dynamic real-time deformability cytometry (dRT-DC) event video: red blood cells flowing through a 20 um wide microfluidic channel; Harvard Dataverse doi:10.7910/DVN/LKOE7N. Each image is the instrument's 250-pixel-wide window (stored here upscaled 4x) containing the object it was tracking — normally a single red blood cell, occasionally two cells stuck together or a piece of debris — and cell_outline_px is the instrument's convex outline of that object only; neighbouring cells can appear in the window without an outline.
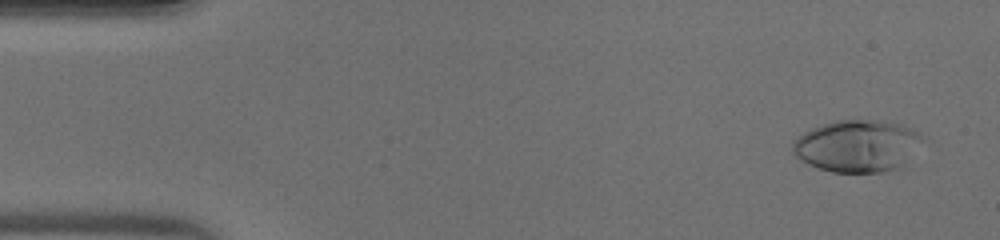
{"species": "human", "species_latin": "Homo sapiens", "temperature_condition": "warm", "stored_images_in_passage": 46, "camera_frame_rate_fps": 3000, "um_per_image_px": 0.085, "donor": {"sex": "male"}, "frame": {"image": 1, "passage_image": 3, "time_ms": 0.667, "image_size_px": [1000, 240], "cell_outline_px": [[928, 136], [900, 168], [884, 172], [832, 172], [808, 164], [800, 160], [792, 152], [792, 144], [804, 132], [812, 128], [836, 120], [884, 120], [904, 124]], "centroid_in_image_um": [72.94, 12.39], "position_along_channel_um": 12.1, "area_um2": 39.77}}
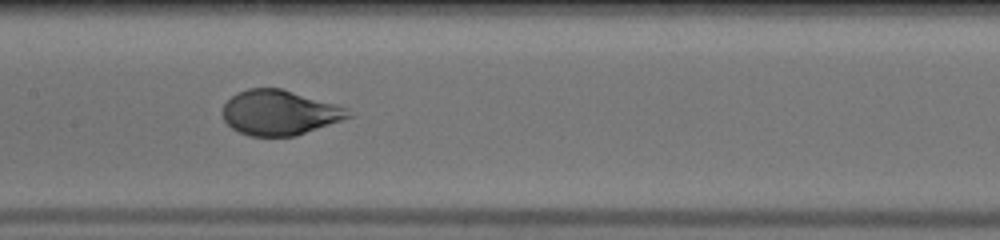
{"frame": {"image": 2, "passage_image": 23, "time_ms": 7.333, "image_size_px": [1000, 240], "cell_outline_px": [[352, 116], [296, 136], [252, 136], [240, 132], [232, 128], [224, 120], [220, 112], [224, 104], [236, 92], [248, 88], [280, 88], [336, 104], [344, 108]], "centroid_in_image_um": [23.69, 9.57], "position_along_channel_um": 183.7, "area_um2": 32.66}}
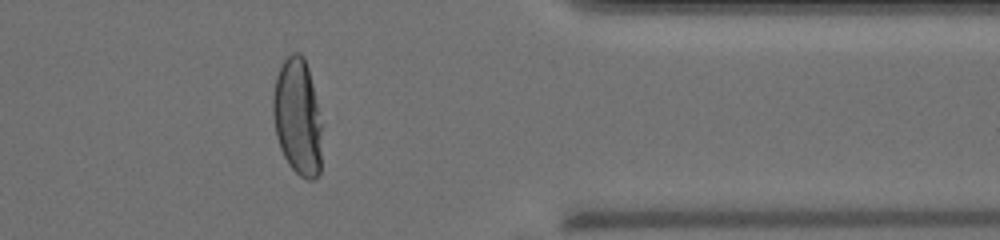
{"frame": {"image": 3, "passage_image": 38, "time_ms": 12.333, "image_size_px": [1000, 240], "cell_outline_px": [[320, 172], [312, 180], [308, 180], [300, 176], [288, 164], [280, 148], [276, 136], [272, 116], [272, 96], [276, 76], [280, 64], [292, 52], [300, 52], [304, 56], [308, 68], [312, 84], [320, 124]], "centroid_in_image_um": [25.24, 9.92], "position_along_channel_um": 386.2, "area_um2": 33.06}}